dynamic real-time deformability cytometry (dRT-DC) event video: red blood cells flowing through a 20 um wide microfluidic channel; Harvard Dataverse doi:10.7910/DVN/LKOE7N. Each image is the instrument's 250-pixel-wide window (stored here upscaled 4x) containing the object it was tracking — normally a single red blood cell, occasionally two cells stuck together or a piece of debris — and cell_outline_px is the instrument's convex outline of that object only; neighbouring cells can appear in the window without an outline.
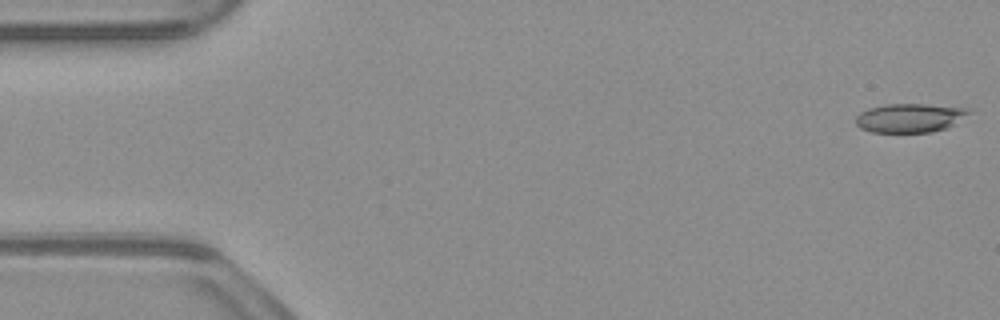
{"species": "common noctule bat (a hibernating species)", "species_latin": "Nyctalus noctula", "temperature_condition": "warm", "stored_images_in_passage": 53, "camera_frame_rate_fps": 3000, "um_per_image_px": 0.085, "animal": {"sex": "male", "body_mass_g": 23.1, "forearm_length_mm": 52.7}, "frame": {"image": 1, "passage_image": 1, "time_ms": 0.0, "image_size_px": [1000, 320], "cell_outline_px": [[972, 112], [952, 124], [944, 128], [932, 132], [872, 132], [860, 128], [856, 124], [856, 116], [860, 112], [868, 108], [884, 104], [924, 104], [972, 108]], "centroid_in_image_um": [77.31, 10.01], "position_along_channel_um": 7.7, "area_um2": 19.02}}
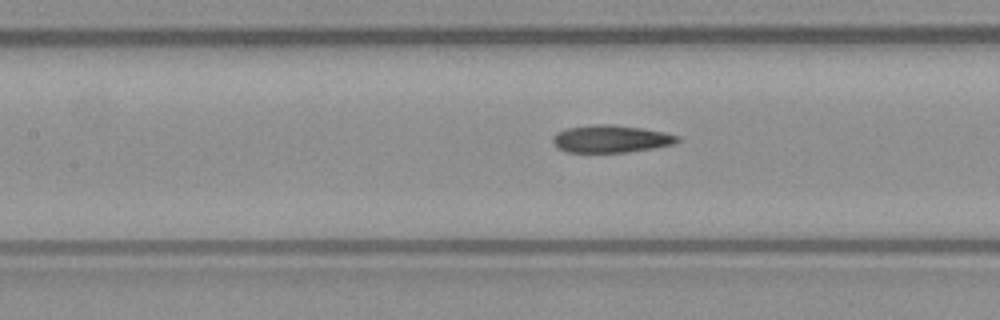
{"frame": {"image": 2, "passage_image": 23, "time_ms": 7.333, "image_size_px": [1000, 320], "cell_outline_px": [[680, 140], [672, 144], [652, 148], [628, 152], [568, 152], [556, 148], [552, 144], [552, 136], [556, 132], [564, 128], [592, 124], [612, 124], [644, 128], [664, 132], [680, 136]], "centroid_in_image_um": [51.87, 11.79], "position_along_channel_um": 155.5, "area_um2": 20.23}}
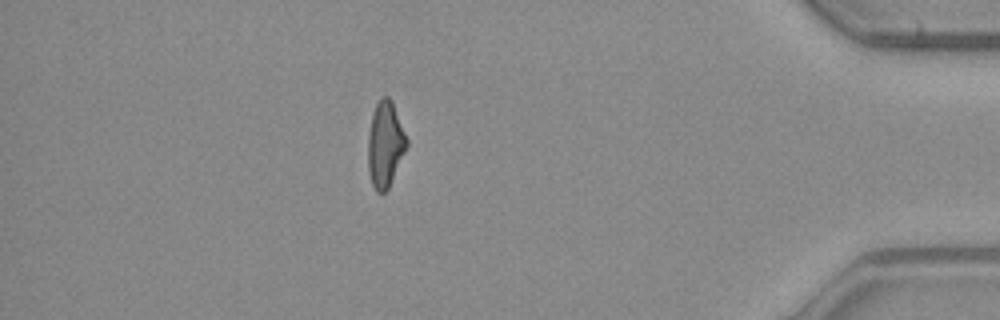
{"frame": {"image": 3, "passage_image": 46, "time_ms": 15.0, "image_size_px": [1000, 320], "cell_outline_px": [[408, 144], [388, 188], [384, 192], [376, 192], [372, 184], [368, 172], [368, 136], [372, 112], [380, 96], [388, 96], [392, 100], [408, 140]], "centroid_in_image_um": [32.73, 12.23], "position_along_channel_um": 402.5, "area_um2": 19.31}, "authors_computed_cell_mechanics": {"area_um2": 19.9988, "velocity_mm_per_s": 3.8806, "shape_relaxation_time_tau1_ms": null, "shape_relaxation_time_tau2_ms": 5.6752, "deformation_change_tau1": null, "deformation_change_tau2": 0.176}}